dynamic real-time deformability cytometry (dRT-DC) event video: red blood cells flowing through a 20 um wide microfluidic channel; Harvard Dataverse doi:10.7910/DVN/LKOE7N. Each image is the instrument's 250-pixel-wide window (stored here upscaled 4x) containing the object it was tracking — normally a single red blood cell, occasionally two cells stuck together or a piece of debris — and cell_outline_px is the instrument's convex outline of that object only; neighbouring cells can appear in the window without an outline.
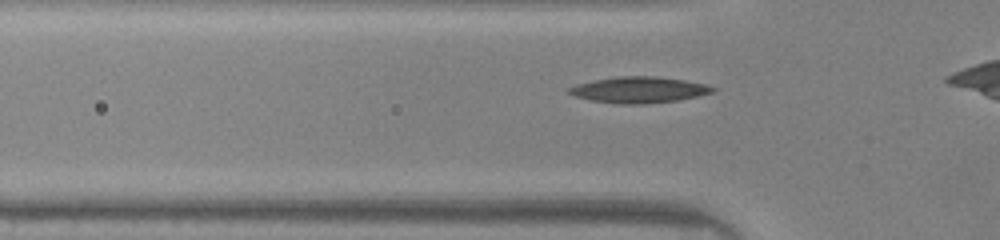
{"species": "common noctule bat (a hibernating species)", "species_latin": "Nyctalus noctula", "temperature_condition": "warm", "stored_images_in_passage": 30, "camera_frame_rate_fps": 3000, "um_per_image_px": 0.085, "animal": {"sex": "male", "body_mass_g": 20.0, "forearm_length_mm": 53.3}, "frame": {"image": 1, "passage_image": 6, "time_ms": 1.667, "image_size_px": [1000, 240], "cell_outline_px": [[716, 92], [676, 100], [640, 104], [620, 104], [592, 100], [576, 96], [568, 92], [568, 88], [576, 84], [616, 76], [656, 76], [684, 80], [704, 84], [716, 88]], "centroid_in_image_um": [54.32, 7.63], "position_along_channel_um": 71.5, "area_um2": 21.56}}
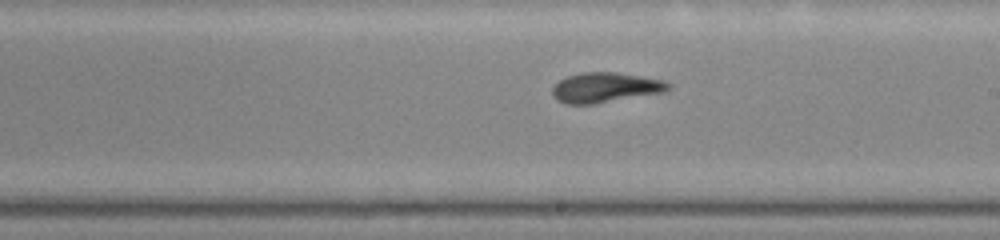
{"frame": {"image": 2, "passage_image": 18, "time_ms": 5.667, "image_size_px": [1000, 240], "cell_outline_px": [[672, 84], [664, 92], [592, 104], [564, 104], [556, 100], [552, 92], [552, 88], [560, 80], [568, 76], [584, 72], [616, 72], [664, 80]], "centroid_in_image_um": [51.44, 7.44], "position_along_channel_um": 237.6, "area_um2": 20.11}}
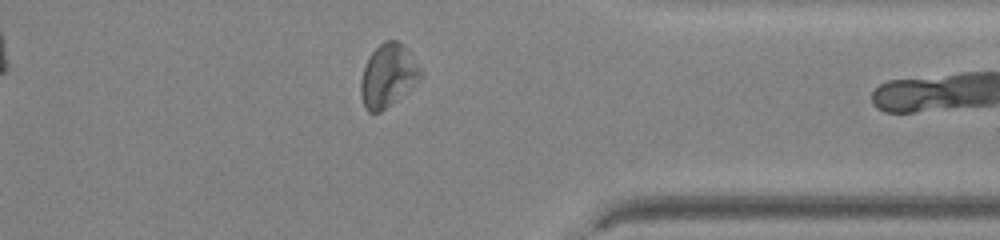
{"frame": {"image": 3, "passage_image": 29, "time_ms": 9.333, "image_size_px": [1000, 240], "cell_outline_px": [[424, 72], [420, 80], [380, 112], [368, 112], [364, 108], [360, 92], [360, 80], [364, 68], [372, 52], [384, 40], [396, 40], [404, 44]], "centroid_in_image_um": [32.99, 6.41], "position_along_channel_um": 378.4, "area_um2": 21.85}}